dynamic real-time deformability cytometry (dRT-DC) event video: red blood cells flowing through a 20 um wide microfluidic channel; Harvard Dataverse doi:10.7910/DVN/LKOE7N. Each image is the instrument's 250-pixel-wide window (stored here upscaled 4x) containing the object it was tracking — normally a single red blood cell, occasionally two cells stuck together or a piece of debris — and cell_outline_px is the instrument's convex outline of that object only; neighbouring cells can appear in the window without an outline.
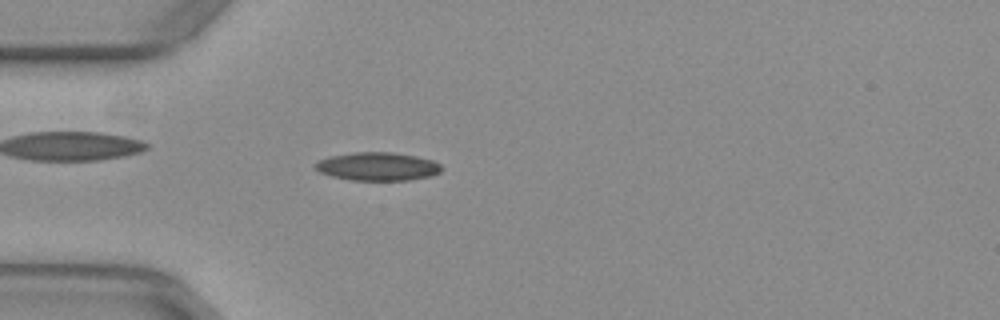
{"species": "common noctule bat (a hibernating species)", "species_latin": "Nyctalus noctula", "temperature_condition": "warm", "stored_images_in_passage": 43, "camera_frame_rate_fps": 3000, "um_per_image_px": 0.085, "animal": {"sex": "female", "body_mass_g": 29.2, "forearm_length_mm": 56.3}, "frame": {"image": 1, "passage_image": 6, "time_ms": 1.667, "image_size_px": [1000, 320], "cell_outline_px": [[444, 168], [440, 172], [432, 176], [408, 180], [352, 180], [332, 176], [320, 172], [312, 168], [312, 164], [316, 160], [332, 156], [352, 152], [392, 152], [416, 156], [432, 160], [440, 164]], "centroid_in_image_um": [32.07, 14.14], "position_along_channel_um": 52.9, "area_um2": 21.04}}
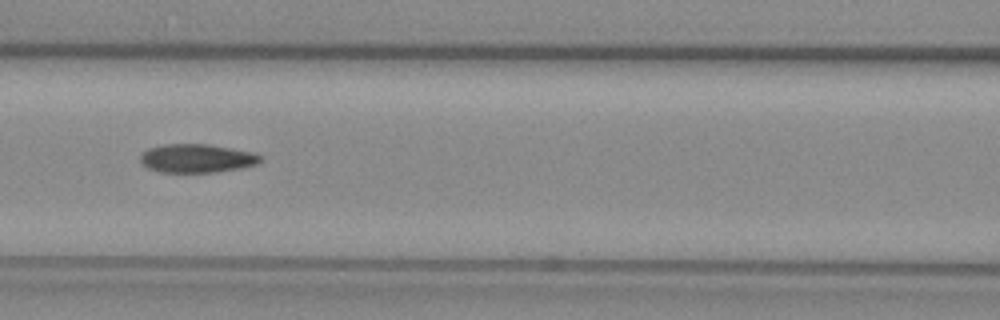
{"frame": {"image": 2, "passage_image": 14, "time_ms": 4.333, "image_size_px": [1000, 320], "cell_outline_px": [[260, 160], [256, 164], [240, 168], [212, 172], [160, 172], [148, 168], [140, 160], [140, 156], [148, 148], [164, 144], [208, 144], [252, 152], [260, 156]], "centroid_in_image_um": [16.69, 13.45], "position_along_channel_um": 149.9, "area_um2": 19.71}}
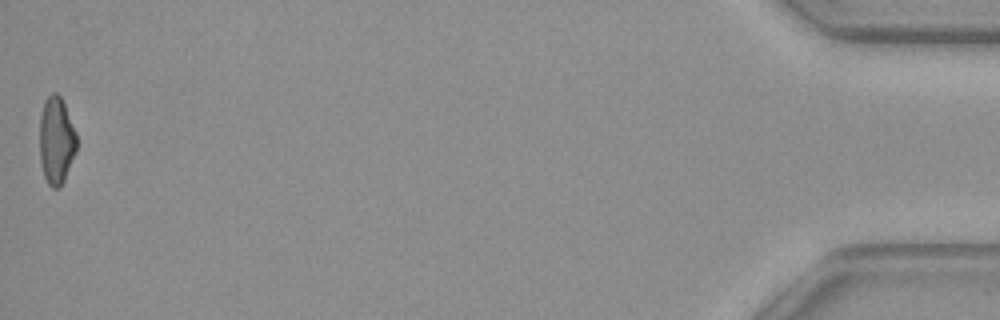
{"frame": {"image": 3, "passage_image": 43, "time_ms": 14.0, "image_size_px": [1000, 320], "cell_outline_px": [[76, 152], [64, 180], [60, 188], [52, 188], [48, 184], [44, 176], [40, 160], [40, 116], [44, 100], [52, 92], [56, 92], [60, 96], [64, 104], [76, 132]], "centroid_in_image_um": [4.78, 11.95], "position_along_channel_um": 430.4, "area_um2": 18.84}, "authors_computed_cell_mechanics": {"area_um2": 19.7676, "velocity_mm_per_s": 3.9592, "shape_relaxation_time_tau1_ms": null, "shape_relaxation_time_tau2_ms": 3.5807, "deformation_change_tau1": null, "deformation_change_tau2": 0.0927}}